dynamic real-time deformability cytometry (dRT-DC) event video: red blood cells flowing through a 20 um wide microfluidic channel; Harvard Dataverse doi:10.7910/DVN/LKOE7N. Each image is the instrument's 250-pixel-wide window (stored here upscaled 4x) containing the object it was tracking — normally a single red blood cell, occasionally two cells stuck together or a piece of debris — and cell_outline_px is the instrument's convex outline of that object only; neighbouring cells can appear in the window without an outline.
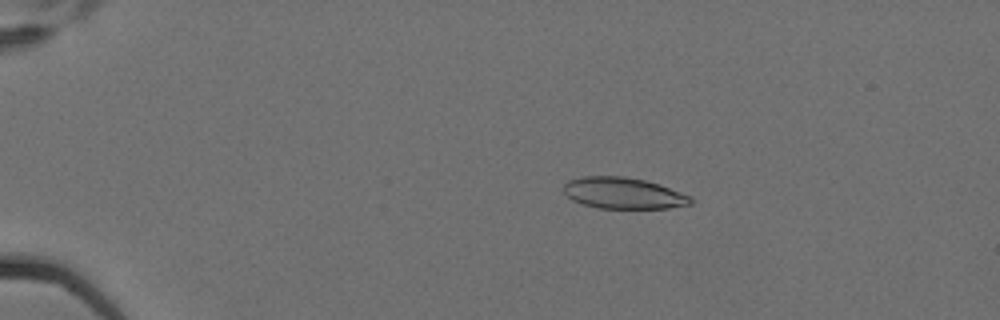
{"species": "Egyptian fruit bat (a non-hibernating species)", "species_latin": "Rousettus aegyptiacus", "temperature_condition": "cold", "stored_images_in_passage": 6, "camera_frame_rate_fps": 3000, "um_per_image_px": 0.085, "animal": {"sex": "female"}, "frame": {"image": 1, "passage_image": 4, "time_ms": 1.0, "image_size_px": [1000, 320], "cell_outline_px": [[692, 204], [668, 208], [600, 208], [584, 204], [572, 200], [564, 192], [564, 184], [568, 180], [584, 176], [624, 176], [644, 180], [660, 184], [692, 196]], "centroid_in_image_um": [53.01, 16.41], "position_along_channel_um": 32.0, "area_um2": 23.18}}